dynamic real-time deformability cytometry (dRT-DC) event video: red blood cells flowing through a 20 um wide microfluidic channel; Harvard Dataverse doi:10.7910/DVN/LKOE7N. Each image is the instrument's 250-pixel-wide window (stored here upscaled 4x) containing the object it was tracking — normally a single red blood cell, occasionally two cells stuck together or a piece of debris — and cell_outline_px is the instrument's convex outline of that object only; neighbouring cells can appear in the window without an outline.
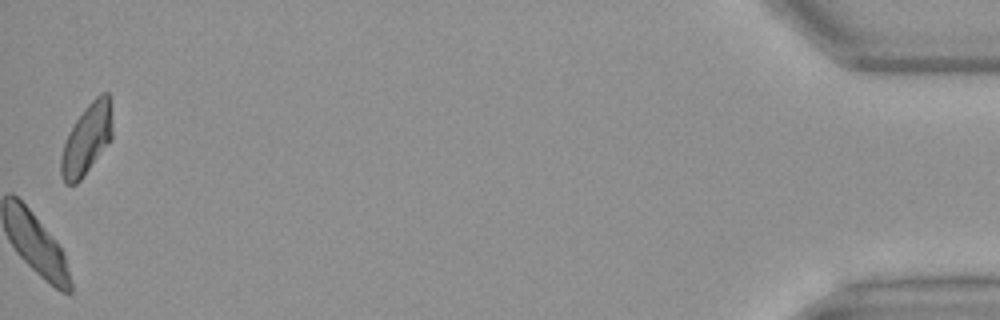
{"species": "Egyptian fruit bat (a non-hibernating species)", "species_latin": "Rousettus aegyptiacus", "temperature_condition": "warm", "stored_images_in_passage": 43, "camera_frame_rate_fps": 3000, "um_per_image_px": 0.085, "animal": {"sex": "female"}, "frame": {"image": 1, "passage_image": 43, "time_ms": 14.0, "image_size_px": [1000, 320], "cell_outline_px": [[112, 140], [80, 180], [76, 184], [64, 184], [60, 176], [60, 160], [64, 144], [68, 132], [76, 120], [88, 104], [100, 92], [108, 92], [112, 124]], "centroid_in_image_um": [7.36, 11.86], "position_along_channel_um": 427.8, "area_um2": 21.1}, "authors_computed_cell_mechanics": {"area_um2": 25.3742, "velocity_mm_per_s": 4.0639, "shape_relaxation_time_tau1_ms": 4.2125, "shape_relaxation_time_tau2_ms": 4.0753, "deformation_change_tau1": 0.1361, "deformation_change_tau2": 0.1022}}